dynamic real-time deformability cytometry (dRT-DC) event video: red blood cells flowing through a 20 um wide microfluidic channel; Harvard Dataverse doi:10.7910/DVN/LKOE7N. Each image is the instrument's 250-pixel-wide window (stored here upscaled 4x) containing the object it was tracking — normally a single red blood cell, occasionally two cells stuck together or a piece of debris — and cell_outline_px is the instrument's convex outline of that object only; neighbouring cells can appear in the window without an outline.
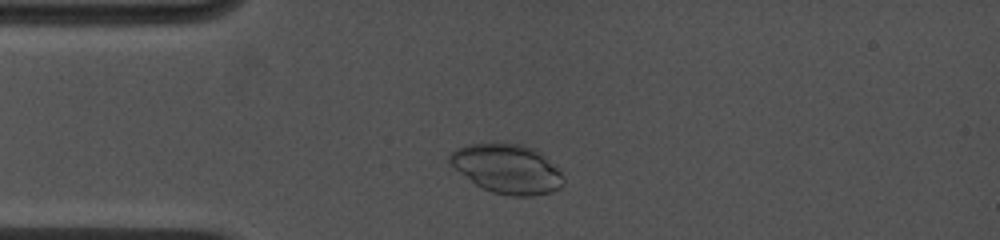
{"species": "common noctule bat (a hibernating species)", "species_latin": "Nyctalus noctula", "temperature_condition": "cold", "stored_images_in_passage": 35, "camera_frame_rate_fps": 4500, "um_per_image_px": 0.085, "animal": {"sex": "female", "body_mass_g": 19.0, "forearm_length_mm": 53.3}, "frame": {"image": 1, "passage_image": 5, "time_ms": 1.333, "image_size_px": [1000, 240], "cell_outline_px": [[564, 184], [560, 188], [552, 192], [532, 196], [512, 196], [492, 192], [476, 184], [460, 172], [448, 160], [448, 156], [456, 148], [468, 144], [524, 144], [536, 148], [564, 176]], "centroid_in_image_um": [43.14, 14.35], "position_along_channel_um": 41.9, "area_um2": 32.31}}
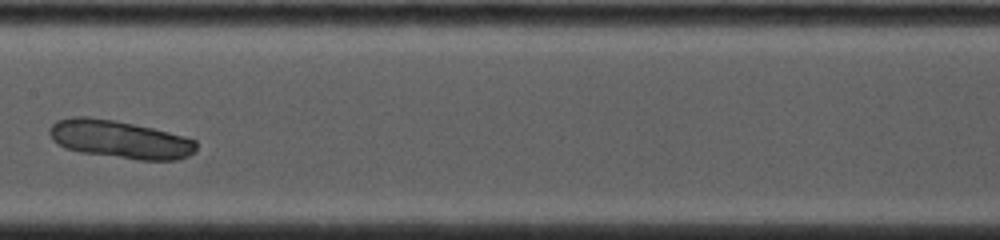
{"frame": {"image": 2, "passage_image": 17, "time_ms": 5.778, "image_size_px": [1000, 240], "cell_outline_px": [[196, 152], [188, 156], [176, 160], [136, 160], [80, 152], [64, 148], [52, 140], [48, 132], [52, 124], [56, 120], [68, 116], [88, 116], [112, 120], [152, 128], [184, 136], [196, 140]], "centroid_in_image_um": [10.16, 11.85], "position_along_channel_um": 197.2, "area_um2": 32.71}}
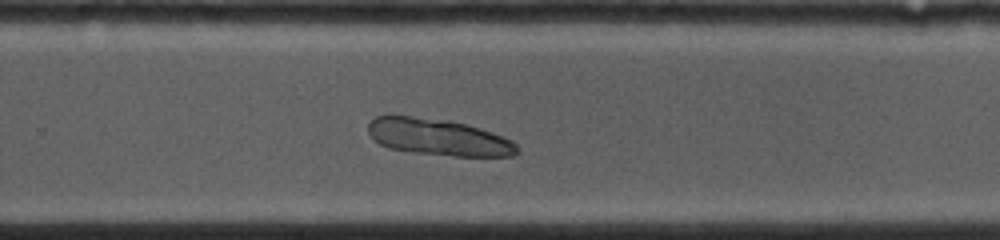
{"frame": {"image": 3, "passage_image": 24, "time_ms": 8.222, "image_size_px": [1000, 240], "cell_outline_px": [[520, 152], [512, 156], [452, 156], [412, 152], [388, 148], [372, 140], [368, 132], [368, 124], [376, 116], [412, 116], [448, 120], [480, 128], [504, 136], [512, 140], [520, 148]], "centroid_in_image_um": [37.28, 11.67], "position_along_channel_um": 292.5, "area_um2": 31.96}}